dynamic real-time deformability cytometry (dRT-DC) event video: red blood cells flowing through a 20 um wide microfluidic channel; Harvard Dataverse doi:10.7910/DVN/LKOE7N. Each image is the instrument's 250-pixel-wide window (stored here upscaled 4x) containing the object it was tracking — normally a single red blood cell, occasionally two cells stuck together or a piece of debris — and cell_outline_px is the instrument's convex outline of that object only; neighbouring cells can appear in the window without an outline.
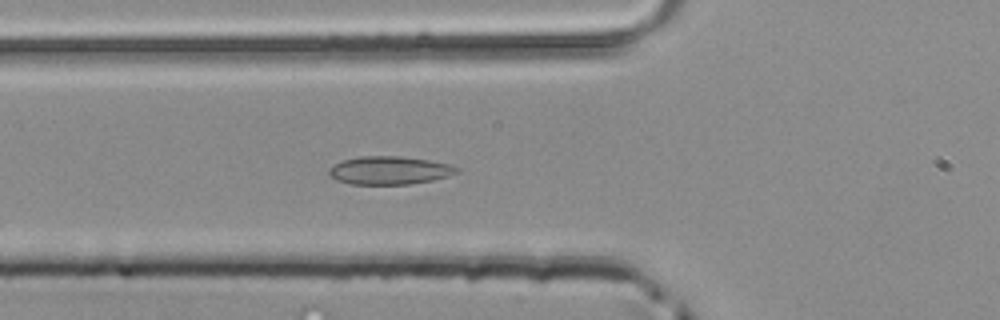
{"species": "common noctule bat (a hibernating species)", "species_latin": "Nyctalus noctula", "temperature_condition": "room temperature", "stored_images_in_passage": 49, "camera_frame_rate_fps": 3000, "um_per_image_px": 0.085, "animal": {"sex": "male", "body_mass_g": 20.4}, "frame": {"image": 1, "passage_image": 18, "time_ms": 5.667, "image_size_px": [1000, 320], "cell_outline_px": [[460, 172], [448, 176], [432, 180], [408, 184], [352, 184], [336, 180], [328, 172], [328, 168], [332, 164], [344, 160], [360, 156], [400, 156], [428, 160], [448, 164], [460, 168]], "centroid_in_image_um": [33.09, 14.48], "position_along_channel_um": 92.7, "area_um2": 20.92}}
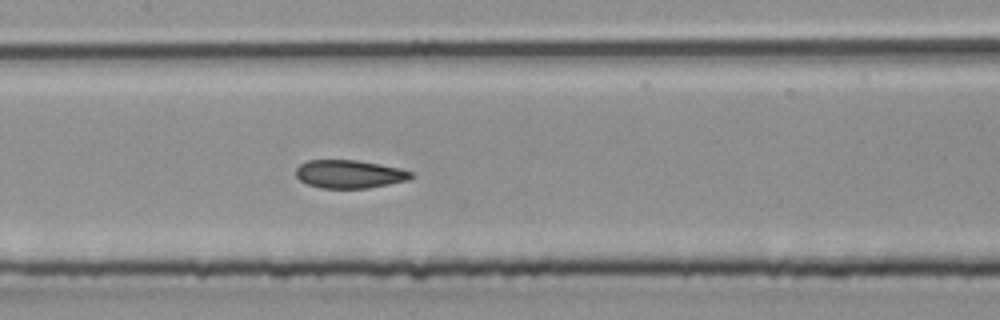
{"frame": {"image": 2, "passage_image": 24, "time_ms": 7.667, "image_size_px": [1000, 320], "cell_outline_px": [[416, 176], [408, 180], [368, 188], [320, 188], [308, 184], [300, 180], [296, 176], [296, 168], [300, 164], [308, 160], [356, 160], [380, 164], [400, 168], [412, 172]], "centroid_in_image_um": [29.72, 14.79], "position_along_channel_um": 177.7, "area_um2": 18.96}}
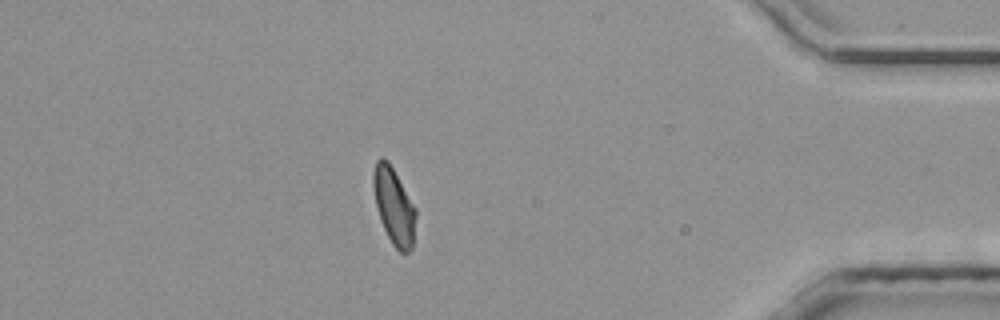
{"frame": {"image": 3, "passage_image": 43, "time_ms": 14.0, "image_size_px": [1000, 320], "cell_outline_px": [[416, 216], [412, 248], [408, 252], [400, 252], [392, 244], [384, 228], [376, 204], [372, 180], [372, 176], [376, 160], [380, 156], [388, 160], [416, 208]], "centroid_in_image_um": [33.49, 17.49], "position_along_channel_um": 401.7, "area_um2": 18.73}}